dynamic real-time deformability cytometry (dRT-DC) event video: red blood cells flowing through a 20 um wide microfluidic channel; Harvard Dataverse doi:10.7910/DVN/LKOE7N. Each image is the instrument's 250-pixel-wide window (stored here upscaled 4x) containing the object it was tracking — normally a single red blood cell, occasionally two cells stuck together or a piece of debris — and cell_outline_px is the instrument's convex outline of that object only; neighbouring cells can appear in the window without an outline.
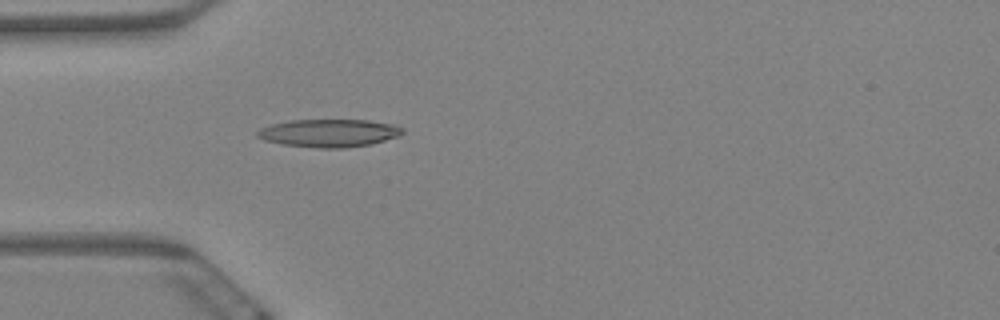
{"species": "Egyptian fruit bat (a non-hibernating species)", "species_latin": "Rousettus aegyptiacus", "temperature_condition": "warm", "stored_images_in_passage": 5, "camera_frame_rate_fps": 3000, "um_per_image_px": 0.085, "animal": {"sex": "female"}, "frame": {"image": 1, "passage_image": 5, "time_ms": 1.333, "image_size_px": [1000, 320], "cell_outline_px": [[404, 132], [400, 136], [372, 144], [344, 148], [320, 148], [284, 144], [264, 140], [256, 136], [256, 132], [260, 128], [272, 124], [288, 120], [368, 120], [392, 124], [404, 128]], "centroid_in_image_um": [27.99, 11.31], "position_along_channel_um": 57.0, "area_um2": 23.64}}